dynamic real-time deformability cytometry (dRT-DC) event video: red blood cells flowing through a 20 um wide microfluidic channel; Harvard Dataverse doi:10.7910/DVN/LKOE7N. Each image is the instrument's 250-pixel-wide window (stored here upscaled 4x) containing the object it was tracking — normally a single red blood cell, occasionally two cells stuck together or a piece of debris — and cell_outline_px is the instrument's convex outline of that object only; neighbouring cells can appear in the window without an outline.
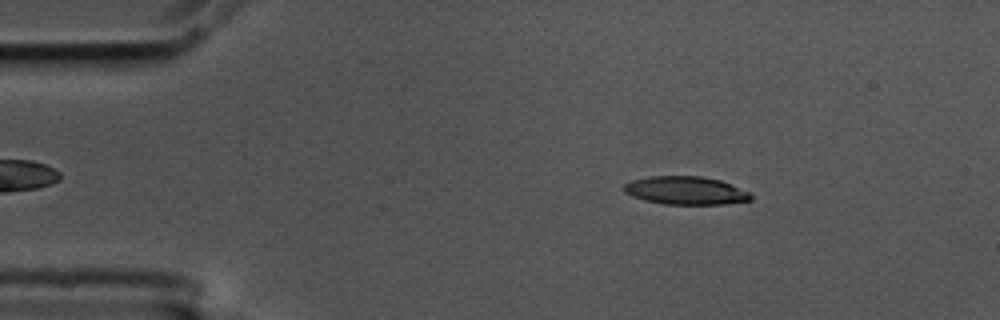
{"species": "common noctule bat (a hibernating species)", "species_latin": "Nyctalus noctula", "temperature_condition": "cold", "stored_images_in_passage": 55, "camera_frame_rate_fps": 3000, "um_per_image_px": 0.085, "animal": {"sex": "male", "body_mass_g": 17.5, "forearm_length_mm": 52.3}, "frame": {"image": 1, "passage_image": 8, "time_ms": 2.333, "image_size_px": [1000, 320], "cell_outline_px": [[752, 200], [724, 204], [664, 204], [644, 200], [632, 196], [624, 192], [624, 184], [632, 180], [648, 176], [700, 176], [720, 180], [732, 184], [752, 192]], "centroid_in_image_um": [58.32, 16.19], "position_along_channel_um": 26.7, "area_um2": 20.98}}
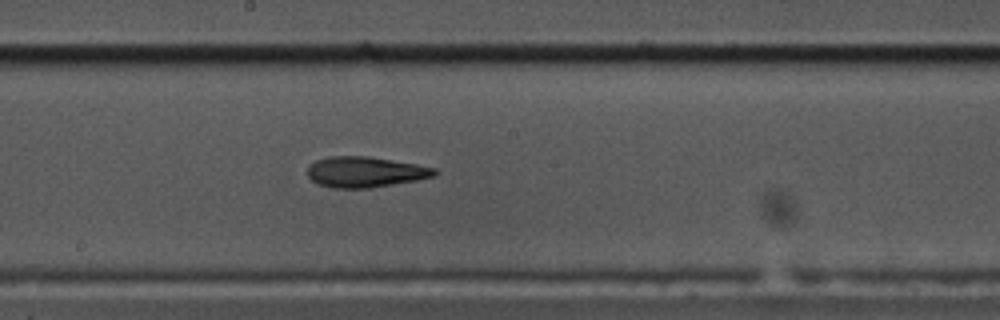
{"frame": {"image": 2, "passage_image": 29, "time_ms": 9.333, "image_size_px": [1000, 320], "cell_outline_px": [[440, 172], [436, 176], [416, 180], [368, 188], [332, 188], [320, 184], [312, 180], [308, 176], [308, 168], [316, 160], [328, 156], [368, 156], [416, 164], [436, 168]], "centroid_in_image_um": [31.07, 14.61], "position_along_channel_um": 217.1, "area_um2": 22.6}}
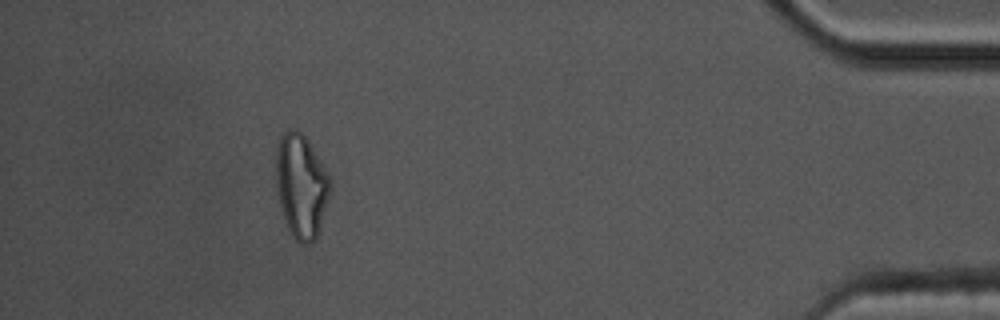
{"frame": {"image": 3, "passage_image": 50, "time_ms": 16.333, "image_size_px": [1000, 320], "cell_outline_px": [[332, 188], [320, 228], [316, 240], [308, 244], [300, 244], [292, 236], [288, 228], [280, 204], [276, 184], [276, 152], [280, 136], [284, 132], [300, 132], [308, 140], [332, 180]], "centroid_in_image_um": [25.63, 15.85], "position_along_channel_um": 409.6, "area_um2": 32.66}, "authors_computed_cell_mechanics": {"area_um2": 22.253, "velocity_mm_per_s": 3.5702, "shape_relaxation_time_tau1_ms": 7.1105, "shape_relaxation_time_tau2_ms": 3.3334, "deformation_change_tau1": 0.2269, "deformation_change_tau2": 0.1364}}